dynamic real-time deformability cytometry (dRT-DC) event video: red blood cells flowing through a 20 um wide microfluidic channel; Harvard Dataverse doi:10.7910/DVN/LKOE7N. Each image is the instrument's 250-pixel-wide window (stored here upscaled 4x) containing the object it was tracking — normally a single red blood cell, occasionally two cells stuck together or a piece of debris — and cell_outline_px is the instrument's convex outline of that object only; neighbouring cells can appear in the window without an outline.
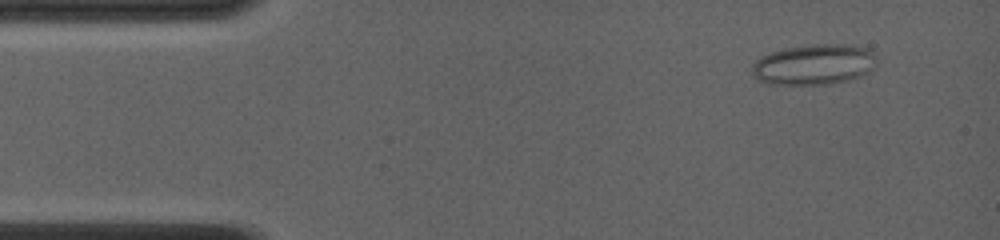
{"species": "common noctule bat (a hibernating species)", "species_latin": "Nyctalus noctula", "temperature_condition": "room temperature", "stored_images_in_passage": 73, "camera_frame_rate_fps": 4000, "um_per_image_px": 0.085, "animal": {"sex": "female", "body_mass_g": 19.0, "forearm_length_mm": 56.7}, "frame": {"image": 1, "passage_image": 8, "time_ms": 1.0, "image_size_px": [1000, 240], "cell_outline_px": [[876, 60], [872, 68], [868, 72], [860, 76], [848, 80], [828, 84], [768, 84], [752, 76], [752, 64], [760, 56], [784, 48], [812, 44], [852, 44], [868, 48], [876, 56]], "centroid_in_image_um": [69.18, 5.47], "position_along_channel_um": 15.8, "area_um2": 29.59}}
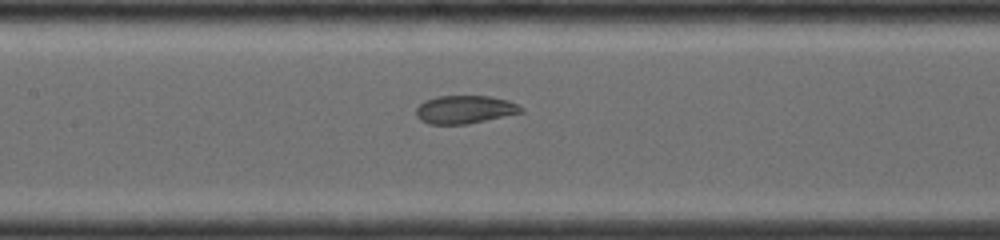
{"frame": {"image": 2, "passage_image": 33, "time_ms": 6.75, "image_size_px": [1000, 240], "cell_outline_px": [[524, 112], [468, 124], [428, 124], [420, 120], [416, 116], [416, 108], [424, 100], [436, 96], [492, 96], [508, 100], [524, 108]], "centroid_in_image_um": [39.5, 9.31], "position_along_channel_um": 167.9, "area_um2": 17.34}}
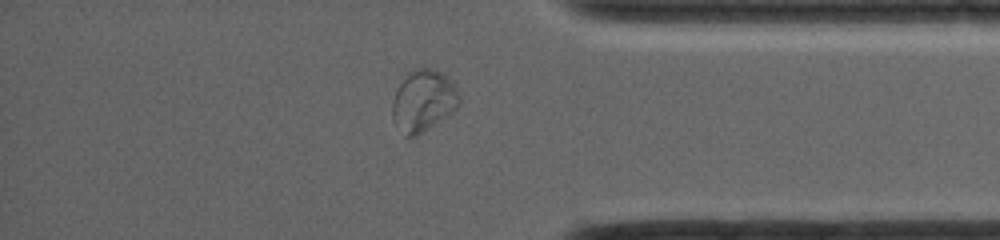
{"frame": {"image": 3, "passage_image": 64, "time_ms": 12.5, "image_size_px": [1000, 240], "cell_outline_px": [[460, 104], [456, 108], [416, 136], [404, 136], [392, 120], [392, 104], [396, 92], [400, 84], [408, 72], [416, 68], [428, 68], [440, 72], [452, 80], [460, 96]], "centroid_in_image_um": [35.97, 8.55], "position_along_channel_um": 399.2, "area_um2": 23.64}, "authors_computed_cell_mechanics": {"area_um2": 23.4668, "velocity_mm_per_s": 4.1136, "shape_relaxation_time_tau1_ms": null, "shape_relaxation_time_tau2_ms": 0.7902, "deformation_change_tau1": null, "deformation_change_tau2": 0.0617}}